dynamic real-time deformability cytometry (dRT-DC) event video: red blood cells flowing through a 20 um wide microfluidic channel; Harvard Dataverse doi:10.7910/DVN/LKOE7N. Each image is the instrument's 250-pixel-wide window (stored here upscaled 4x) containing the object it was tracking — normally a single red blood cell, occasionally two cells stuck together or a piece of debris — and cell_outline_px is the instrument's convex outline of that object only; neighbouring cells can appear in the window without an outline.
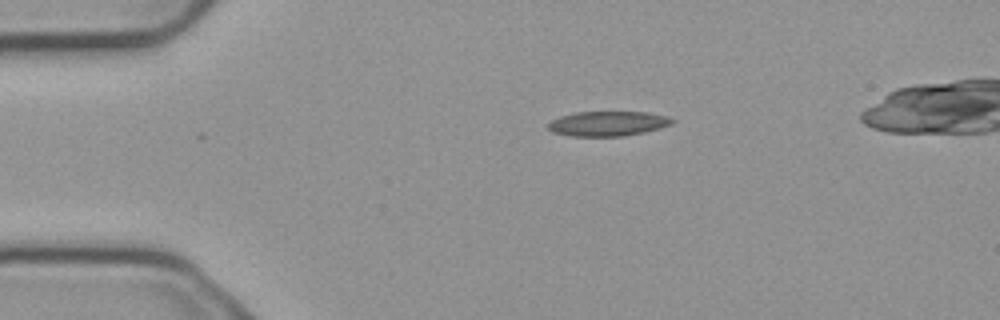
{"species": "common noctule bat (a hibernating species)", "species_latin": "Nyctalus noctula", "temperature_condition": "cold", "stored_images_in_passage": 6, "camera_frame_rate_fps": 3000, "um_per_image_px": 0.085, "animal": {"sex": "male", "body_mass_g": 23.1, "forearm_length_mm": 52.7}, "frame": {"image": 1, "passage_image": 2, "time_ms": 0.333, "image_size_px": [1000, 320], "cell_outline_px": [[676, 120], [672, 124], [660, 128], [644, 132], [624, 136], [572, 136], [552, 132], [548, 128], [548, 124], [552, 120], [560, 116], [576, 112], [644, 112], [664, 116]], "centroid_in_image_um": [51.65, 10.51], "position_along_channel_um": 33.3, "area_um2": 17.8}}
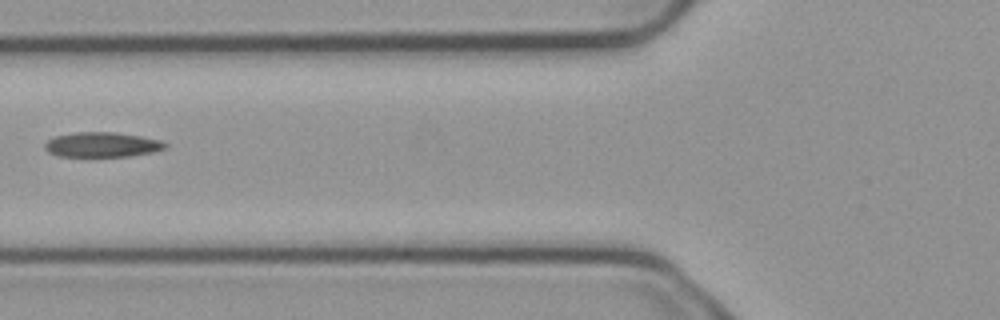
{"frame": {"image": 2, "passage_image": 5, "time_ms": 1.333, "image_size_px": [1000, 320], "cell_outline_px": [[168, 144], [164, 148], [152, 152], [128, 156], [60, 156], [48, 152], [44, 148], [44, 144], [48, 140], [56, 136], [76, 132], [116, 132], [140, 136], [160, 140]], "centroid_in_image_um": [8.66, 12.29], "position_along_channel_um": 117.1, "area_um2": 17.28}}
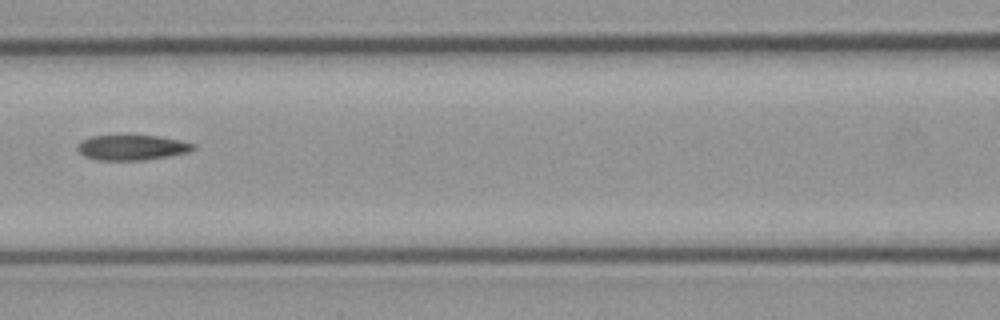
{"frame": {"image": 3, "passage_image": 6, "time_ms": 1.667, "image_size_px": [1000, 320], "cell_outline_px": [[196, 148], [188, 152], [168, 156], [140, 160], [96, 160], [84, 156], [76, 148], [76, 144], [80, 140], [92, 136], [156, 136], [180, 140], [196, 144]], "centroid_in_image_um": [11.19, 12.54], "position_along_channel_um": 155.4, "area_um2": 16.94}}